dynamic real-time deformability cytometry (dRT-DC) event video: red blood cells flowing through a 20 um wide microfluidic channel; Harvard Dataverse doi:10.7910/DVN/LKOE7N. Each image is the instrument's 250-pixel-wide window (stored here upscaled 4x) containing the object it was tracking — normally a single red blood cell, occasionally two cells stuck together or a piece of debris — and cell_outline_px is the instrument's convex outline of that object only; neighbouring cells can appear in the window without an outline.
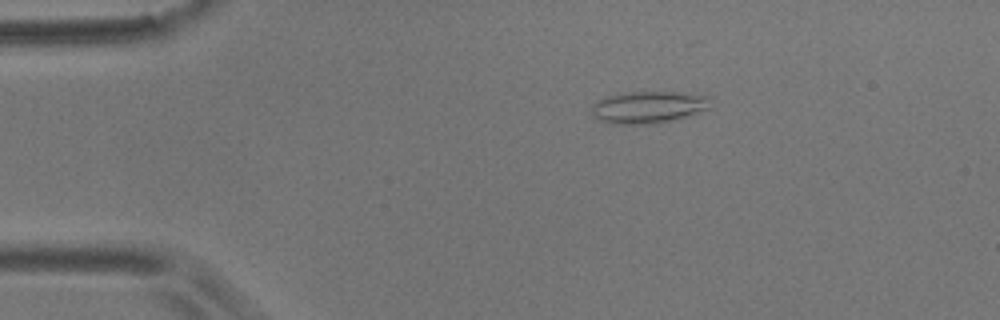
{"species": "common noctule bat (a hibernating species)", "species_latin": "Nyctalus noctula", "temperature_condition": "room temperature", "stored_images_in_passage": 50, "camera_frame_rate_fps": 3000, "um_per_image_px": 0.085, "animal": {"sex": "male", "body_mass_g": 17.9}, "frame": {"image": 1, "passage_image": 4, "time_ms": 1.0, "image_size_px": [1000, 320], "cell_outline_px": [[708, 108], [688, 116], [656, 124], [616, 124], [600, 120], [592, 116], [592, 104], [596, 100], [604, 96], [624, 92], [676, 92], [708, 96]], "centroid_in_image_um": [55.03, 9.11], "position_along_channel_um": 30.0, "area_um2": 22.2}}
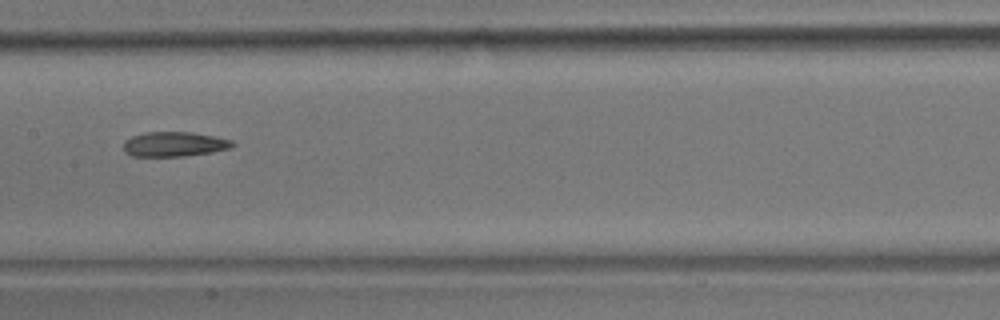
{"frame": {"image": 2, "passage_image": 22, "time_ms": 7.0, "image_size_px": [1000, 320], "cell_outline_px": [[236, 144], [232, 148], [212, 152], [184, 156], [132, 156], [124, 152], [124, 140], [132, 136], [144, 132], [192, 132], [232, 140]], "centroid_in_image_um": [14.81, 12.25], "position_along_channel_um": 192.6, "area_um2": 15.78}}
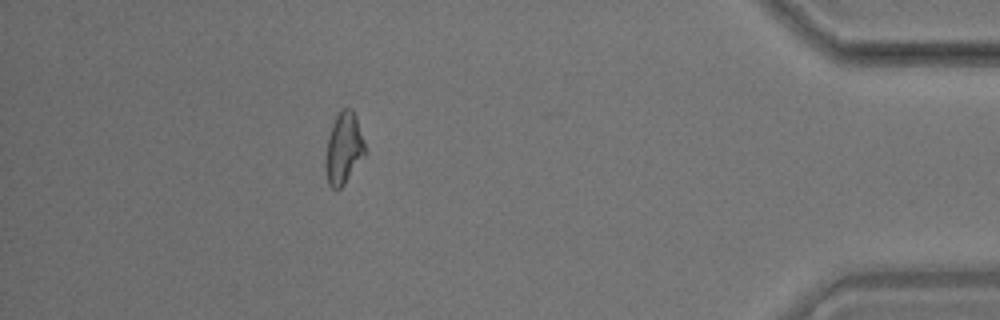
{"frame": {"image": 3, "passage_image": 44, "time_ms": 14.333, "image_size_px": [1000, 320], "cell_outline_px": [[364, 156], [344, 184], [340, 188], [332, 188], [328, 184], [324, 172], [324, 164], [328, 136], [332, 124], [340, 108], [352, 108], [356, 116], [364, 140]], "centroid_in_image_um": [29.18, 12.6], "position_along_channel_um": 406.0, "area_um2": 16.53}, "authors_computed_cell_mechanics": {"area_um2": 16.5308, "velocity_mm_per_s": 3.568, "shape_relaxation_time_tau1_ms": null, "shape_relaxation_time_tau2_ms": 8.0721, "deformation_change_tau1": null, "deformation_change_tau2": 0.1808}}